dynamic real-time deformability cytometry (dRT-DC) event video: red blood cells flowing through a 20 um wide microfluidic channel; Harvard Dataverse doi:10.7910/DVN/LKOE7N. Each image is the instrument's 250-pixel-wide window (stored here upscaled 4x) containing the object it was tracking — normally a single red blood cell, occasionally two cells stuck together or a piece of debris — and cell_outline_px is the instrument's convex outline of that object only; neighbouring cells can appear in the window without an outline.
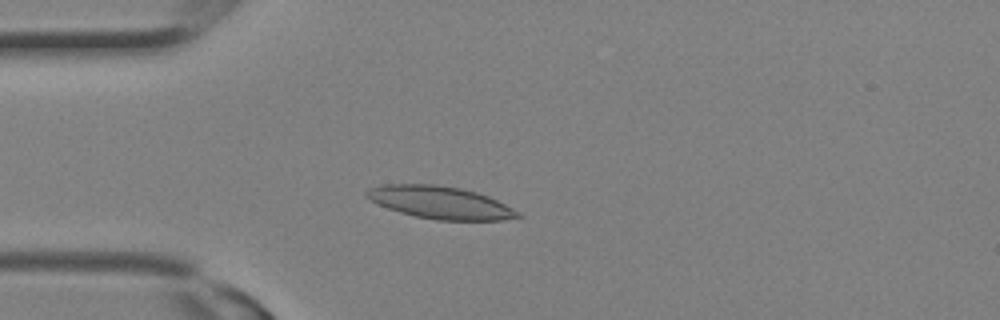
{"species": "Egyptian fruit bat (a non-hibernating species)", "species_latin": "Rousettus aegyptiacus", "temperature_condition": "room temperature", "stored_images_in_passage": 9, "camera_frame_rate_fps": 3000, "um_per_image_px": 0.085, "animal": {"sex": "female"}, "frame": {"image": 1, "passage_image": 8, "time_ms": 2.333, "image_size_px": [1000, 320], "cell_outline_px": [[524, 216], [500, 220], [436, 220], [416, 216], [400, 212], [388, 208], [368, 200], [364, 196], [364, 192], [368, 188], [380, 184], [436, 184], [460, 188], [476, 192], [488, 196], [520, 212]], "centroid_in_image_um": [37.36, 17.2], "position_along_channel_um": 47.6, "area_um2": 28.73}}